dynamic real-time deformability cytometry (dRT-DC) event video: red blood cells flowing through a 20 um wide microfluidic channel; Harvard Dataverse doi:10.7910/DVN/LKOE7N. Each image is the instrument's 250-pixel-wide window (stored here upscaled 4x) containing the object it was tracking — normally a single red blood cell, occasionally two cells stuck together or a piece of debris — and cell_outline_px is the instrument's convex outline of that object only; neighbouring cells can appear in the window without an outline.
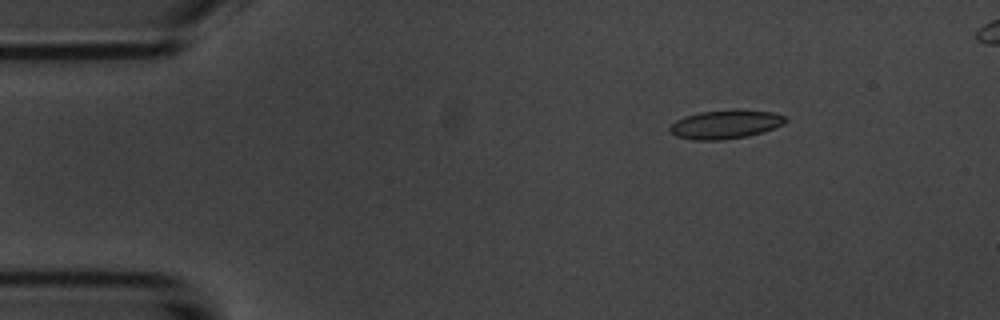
{"species": "common noctule bat (a hibernating species)", "species_latin": "Nyctalus noctula", "temperature_condition": "room temperature", "stored_images_in_passage": 8, "camera_frame_rate_fps": 3000, "um_per_image_px": 0.085, "animal": {"sex": "male", "body_mass_g": 20.1, "forearm_length_mm": 53.5}, "frame": {"image": 1, "passage_image": 2, "time_ms": 1.333, "image_size_px": [1000, 320], "cell_outline_px": [[788, 120], [784, 124], [764, 132], [748, 136], [720, 140], [692, 140], [676, 136], [668, 132], [668, 128], [676, 120], [684, 116], [700, 112], [736, 108], [772, 112], [788, 116]], "centroid_in_image_um": [61.69, 10.55], "position_along_channel_um": 23.3, "area_um2": 19.88}}
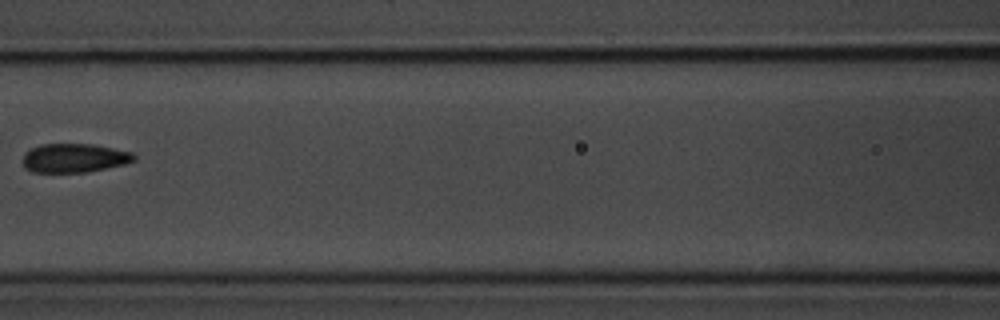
{"frame": {"image": 2, "passage_image": 7, "time_ms": 7.0, "image_size_px": [1000, 320], "cell_outline_px": [[136, 160], [124, 164], [88, 172], [32, 172], [24, 168], [20, 160], [24, 152], [40, 144], [92, 144], [132, 152], [136, 156]], "centroid_in_image_um": [6.26, 13.43], "position_along_channel_um": 160.3, "area_um2": 18.96}}
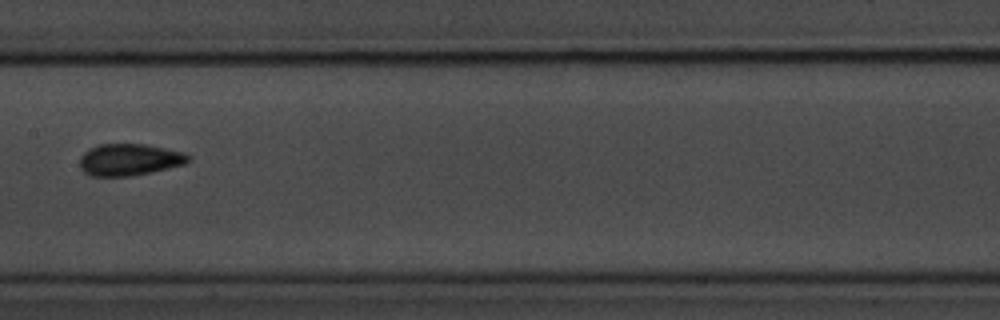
{"frame": {"image": 3, "passage_image": 8, "time_ms": 8.0, "image_size_px": [1000, 320], "cell_outline_px": [[192, 160], [184, 164], [168, 168], [132, 176], [92, 176], [84, 172], [80, 168], [80, 156], [88, 148], [100, 144], [144, 144], [184, 152], [192, 156]], "centroid_in_image_um": [11.0, 13.57], "position_along_channel_um": 196.4, "area_um2": 20.23}}